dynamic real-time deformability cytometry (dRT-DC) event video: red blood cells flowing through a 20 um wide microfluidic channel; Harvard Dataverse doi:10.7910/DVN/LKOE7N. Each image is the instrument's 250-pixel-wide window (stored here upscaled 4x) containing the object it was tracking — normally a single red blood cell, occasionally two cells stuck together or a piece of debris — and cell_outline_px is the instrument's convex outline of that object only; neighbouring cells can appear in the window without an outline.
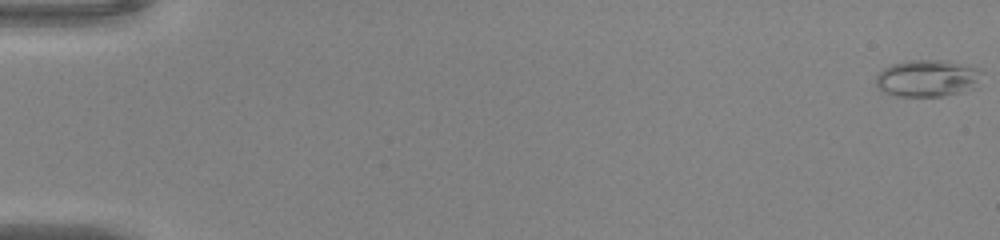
{"species": "common noctule bat (a hibernating species)", "species_latin": "Nyctalus noctula", "temperature_condition": "warm", "stored_images_in_passage": 51, "camera_frame_rate_fps": 3000, "um_per_image_px": 0.085, "animal": {"sex": "male", "body_mass_g": 20.0, "forearm_length_mm": 53.3}, "frame": {"image": 1, "passage_image": 1, "time_ms": 0.0, "image_size_px": [1000, 240], "cell_outline_px": [[984, 72], [980, 88], [944, 96], [896, 96], [884, 92], [876, 84], [876, 76], [884, 68], [892, 64], [908, 60], [948, 60], [968, 64], [980, 68]], "centroid_in_image_um": [78.97, 6.64], "position_along_channel_um": 6.0, "area_um2": 23.58}}
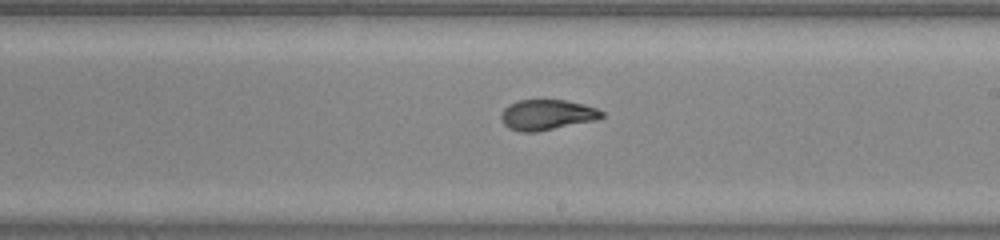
{"frame": {"image": 2, "passage_image": 31, "time_ms": 10.0, "image_size_px": [1000, 240], "cell_outline_px": [[604, 116], [596, 120], [536, 132], [520, 132], [508, 128], [504, 124], [500, 116], [500, 112], [508, 104], [520, 100], [564, 100], [584, 104], [596, 108], [604, 112]], "centroid_in_image_um": [46.47, 9.76], "position_along_channel_um": 242.5, "area_um2": 17.92}}
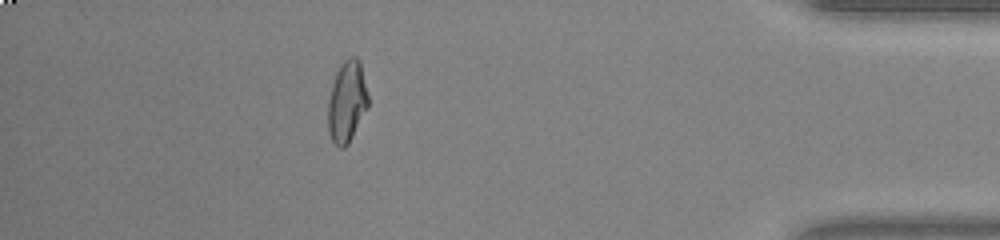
{"frame": {"image": 3, "passage_image": 46, "time_ms": 15.0, "image_size_px": [1000, 240], "cell_outline_px": [[368, 108], [348, 144], [344, 148], [340, 148], [332, 140], [328, 132], [328, 100], [332, 84], [336, 72], [340, 64], [348, 56], [356, 56], [360, 60], [368, 96]], "centroid_in_image_um": [29.49, 8.62], "position_along_channel_um": 405.7, "area_um2": 19.19}, "authors_computed_cell_mechanics": {"area_um2": 19.074, "velocity_mm_per_s": 4.1166, "shape_relaxation_time_tau1_ms": 9.156, "shape_relaxation_time_tau2_ms": 1.2934, "deformation_change_tau1": 0.2907, "deformation_change_tau2": 0.0611}}